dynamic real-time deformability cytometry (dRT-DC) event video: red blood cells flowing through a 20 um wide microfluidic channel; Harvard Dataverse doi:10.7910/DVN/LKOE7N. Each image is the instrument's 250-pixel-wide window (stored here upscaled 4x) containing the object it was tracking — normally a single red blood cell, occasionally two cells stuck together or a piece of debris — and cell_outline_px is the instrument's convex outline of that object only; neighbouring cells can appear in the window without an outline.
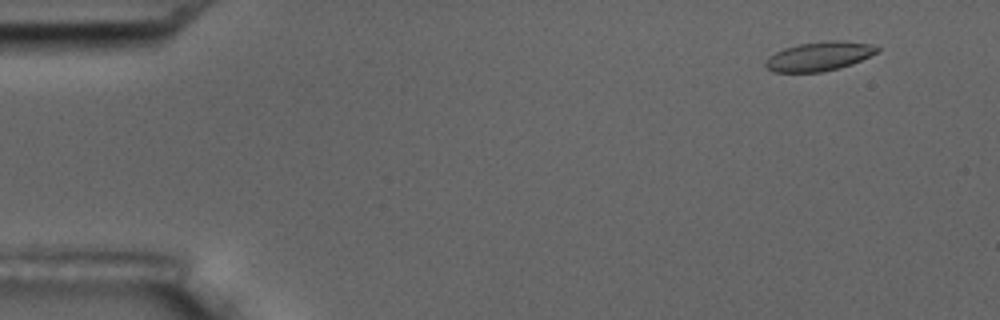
{"species": "common noctule bat (a hibernating species)", "species_latin": "Nyctalus noctula", "temperature_condition": "room temperature", "stored_images_in_passage": 5, "camera_frame_rate_fps": 3000, "um_per_image_px": 0.085, "animal": {"sex": "male", "body_mass_g": 17.5, "forearm_length_mm": 52.3}, "frame": {"image": 1, "passage_image": 2, "time_ms": 1.0, "image_size_px": [1000, 320], "cell_outline_px": [[880, 52], [852, 64], [840, 68], [820, 72], [776, 72], [768, 68], [764, 64], [768, 56], [784, 48], [800, 44], [828, 40], [836, 40], [868, 44], [880, 48]], "centroid_in_image_um": [69.64, 4.79], "position_along_channel_um": 15.4, "area_um2": 18.84}}